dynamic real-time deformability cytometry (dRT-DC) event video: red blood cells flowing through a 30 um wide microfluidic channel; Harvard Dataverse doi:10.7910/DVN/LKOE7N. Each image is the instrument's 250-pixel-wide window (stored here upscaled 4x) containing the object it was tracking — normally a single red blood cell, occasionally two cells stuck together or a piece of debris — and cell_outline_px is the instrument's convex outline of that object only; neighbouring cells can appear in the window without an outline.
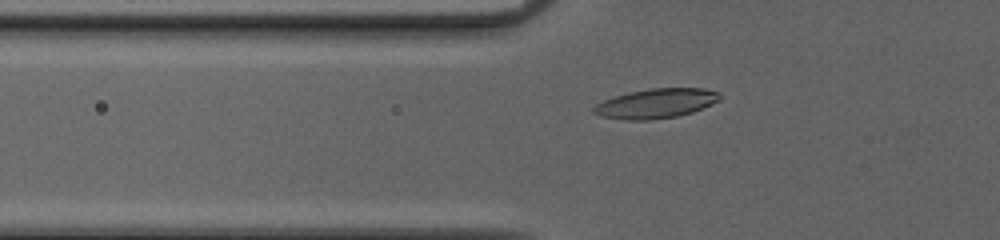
{"species": "common noctule bat (a hibernating species)", "species_latin": "Nyctalus noctula", "temperature_condition": "cold", "stored_images_in_passage": 46, "camera_frame_rate_fps": 3000, "um_per_image_px": 0.085, "animal": {"sex": "female", "body_mass_g": 20.0, "forearm_length_mm": 54.0}, "frame": {"image": 1, "passage_image": 13, "time_ms": 4.0, "image_size_px": [1000, 240], "cell_outline_px": [[720, 100], [712, 104], [692, 112], [676, 116], [648, 120], [628, 120], [600, 116], [592, 112], [592, 108], [596, 104], [604, 100], [628, 92], [652, 88], [704, 88], [720, 92]], "centroid_in_image_um": [55.76, 8.79], "position_along_channel_um": 70.0, "area_um2": 21.68}}
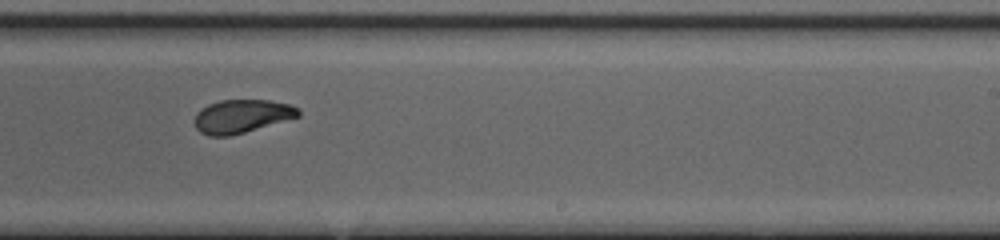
{"frame": {"image": 2, "passage_image": 28, "time_ms": 9.0, "image_size_px": [1000, 240], "cell_outline_px": [[300, 116], [244, 132], [228, 136], [208, 136], [200, 132], [196, 128], [192, 120], [196, 112], [200, 108], [208, 104], [220, 100], [272, 100], [288, 104], [300, 108]], "centroid_in_image_um": [20.5, 9.87], "position_along_channel_um": 268.5, "area_um2": 20.35}}
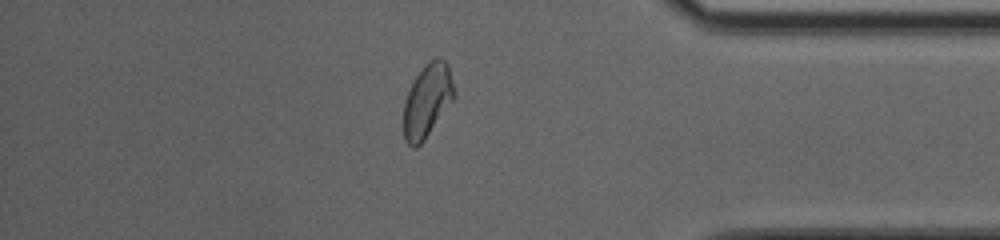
{"frame": {"image": 3, "passage_image": 39, "time_ms": 12.667, "image_size_px": [1000, 240], "cell_outline_px": [[456, 96], [424, 140], [416, 148], [412, 148], [404, 140], [404, 100], [416, 76], [424, 64], [436, 56], [440, 56], [448, 64], [456, 92]], "centroid_in_image_um": [36.34, 8.53], "position_along_channel_um": 398.9, "area_um2": 21.73}, "authors_computed_cell_mechanics": {"area_um2": 20.8369, "velocity_mm_per_s": 4.0418, "shape_relaxation_time_tau1_ms": 2.7289, "shape_relaxation_time_tau2_ms": 2.8995, "deformation_change_tau1": 0.1249, "deformation_change_tau2": 0.0581}}